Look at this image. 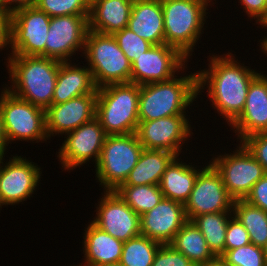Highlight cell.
I'll list each match as a JSON object with an SVG mask.
<instances>
[{"mask_svg":"<svg viewBox=\"0 0 267 266\" xmlns=\"http://www.w3.org/2000/svg\"><path fill=\"white\" fill-rule=\"evenodd\" d=\"M214 54L207 56L208 69L197 71L198 95L206 89L210 107L230 126L242 113L250 82L259 72L238 62L232 52Z\"/></svg>","mask_w":267,"mask_h":266,"instance_id":"6da1fadb","label":"cell"},{"mask_svg":"<svg viewBox=\"0 0 267 266\" xmlns=\"http://www.w3.org/2000/svg\"><path fill=\"white\" fill-rule=\"evenodd\" d=\"M7 56L4 63L11 85L5 84V88L15 96L46 110L52 105L60 61L42 56Z\"/></svg>","mask_w":267,"mask_h":266,"instance_id":"7a4b0ae2","label":"cell"},{"mask_svg":"<svg viewBox=\"0 0 267 266\" xmlns=\"http://www.w3.org/2000/svg\"><path fill=\"white\" fill-rule=\"evenodd\" d=\"M187 67L179 74L181 76L140 86L139 121L190 113L188 107L190 110V106L198 99L197 71L186 75Z\"/></svg>","mask_w":267,"mask_h":266,"instance_id":"3957f363","label":"cell"},{"mask_svg":"<svg viewBox=\"0 0 267 266\" xmlns=\"http://www.w3.org/2000/svg\"><path fill=\"white\" fill-rule=\"evenodd\" d=\"M214 1L161 0L165 44L177 48L186 58L192 59L190 56H193L192 52L198 40H201V34L205 33L208 8L216 4V0Z\"/></svg>","mask_w":267,"mask_h":266,"instance_id":"277c9868","label":"cell"},{"mask_svg":"<svg viewBox=\"0 0 267 266\" xmlns=\"http://www.w3.org/2000/svg\"><path fill=\"white\" fill-rule=\"evenodd\" d=\"M140 86L109 84L97 89L96 115L106 135L136 133Z\"/></svg>","mask_w":267,"mask_h":266,"instance_id":"5b68a950","label":"cell"},{"mask_svg":"<svg viewBox=\"0 0 267 266\" xmlns=\"http://www.w3.org/2000/svg\"><path fill=\"white\" fill-rule=\"evenodd\" d=\"M83 56L97 88L130 82L131 63L113 35L89 30Z\"/></svg>","mask_w":267,"mask_h":266,"instance_id":"8992f818","label":"cell"},{"mask_svg":"<svg viewBox=\"0 0 267 266\" xmlns=\"http://www.w3.org/2000/svg\"><path fill=\"white\" fill-rule=\"evenodd\" d=\"M136 133L107 135L98 163L96 182L102 190H116L125 182L143 151Z\"/></svg>","mask_w":267,"mask_h":266,"instance_id":"52a82bcc","label":"cell"},{"mask_svg":"<svg viewBox=\"0 0 267 266\" xmlns=\"http://www.w3.org/2000/svg\"><path fill=\"white\" fill-rule=\"evenodd\" d=\"M0 109L7 144L14 141L39 143L49 140L46 132L45 109L23 100L2 85Z\"/></svg>","mask_w":267,"mask_h":266,"instance_id":"ba28073f","label":"cell"},{"mask_svg":"<svg viewBox=\"0 0 267 266\" xmlns=\"http://www.w3.org/2000/svg\"><path fill=\"white\" fill-rule=\"evenodd\" d=\"M236 147L233 153L213 155L209 162L220 174L228 194L234 200H241L246 198L253 185L266 173L241 143Z\"/></svg>","mask_w":267,"mask_h":266,"instance_id":"9c48e42d","label":"cell"},{"mask_svg":"<svg viewBox=\"0 0 267 266\" xmlns=\"http://www.w3.org/2000/svg\"><path fill=\"white\" fill-rule=\"evenodd\" d=\"M50 16L35 6L11 13L10 50L8 55L45 57Z\"/></svg>","mask_w":267,"mask_h":266,"instance_id":"30bf717a","label":"cell"},{"mask_svg":"<svg viewBox=\"0 0 267 266\" xmlns=\"http://www.w3.org/2000/svg\"><path fill=\"white\" fill-rule=\"evenodd\" d=\"M0 157V199L2 206L23 204L33 197L41 181L42 168L26 156ZM4 161V162H3Z\"/></svg>","mask_w":267,"mask_h":266,"instance_id":"8fae6325","label":"cell"},{"mask_svg":"<svg viewBox=\"0 0 267 266\" xmlns=\"http://www.w3.org/2000/svg\"><path fill=\"white\" fill-rule=\"evenodd\" d=\"M188 62L189 59L175 47L152 45L131 63L130 82L142 86L168 81L178 75Z\"/></svg>","mask_w":267,"mask_h":266,"instance_id":"7c38bea8","label":"cell"},{"mask_svg":"<svg viewBox=\"0 0 267 266\" xmlns=\"http://www.w3.org/2000/svg\"><path fill=\"white\" fill-rule=\"evenodd\" d=\"M89 15H66L50 18L45 44V57L60 62L74 61L72 57L85 50L89 31ZM72 59V60H71Z\"/></svg>","mask_w":267,"mask_h":266,"instance_id":"4fadbf2b","label":"cell"},{"mask_svg":"<svg viewBox=\"0 0 267 266\" xmlns=\"http://www.w3.org/2000/svg\"><path fill=\"white\" fill-rule=\"evenodd\" d=\"M106 133L100 121L94 117L77 129L64 135V141L57 152L63 170H74L87 162L97 164L101 155ZM95 162V163H94Z\"/></svg>","mask_w":267,"mask_h":266,"instance_id":"5bb4252c","label":"cell"},{"mask_svg":"<svg viewBox=\"0 0 267 266\" xmlns=\"http://www.w3.org/2000/svg\"><path fill=\"white\" fill-rule=\"evenodd\" d=\"M189 115L139 121L136 134L144 149L165 150L179 157L183 144L193 135ZM186 141V142H185Z\"/></svg>","mask_w":267,"mask_h":266,"instance_id":"9a60e30c","label":"cell"},{"mask_svg":"<svg viewBox=\"0 0 267 266\" xmlns=\"http://www.w3.org/2000/svg\"><path fill=\"white\" fill-rule=\"evenodd\" d=\"M205 164L184 204L189 221L198 215L233 210L234 199L228 194L220 174L210 162Z\"/></svg>","mask_w":267,"mask_h":266,"instance_id":"2e32d148","label":"cell"},{"mask_svg":"<svg viewBox=\"0 0 267 266\" xmlns=\"http://www.w3.org/2000/svg\"><path fill=\"white\" fill-rule=\"evenodd\" d=\"M91 220L97 227L124 242L141 235L140 216L115 190H104Z\"/></svg>","mask_w":267,"mask_h":266,"instance_id":"e0dca14e","label":"cell"},{"mask_svg":"<svg viewBox=\"0 0 267 266\" xmlns=\"http://www.w3.org/2000/svg\"><path fill=\"white\" fill-rule=\"evenodd\" d=\"M96 99L97 94H85L67 102L49 106L45 110L46 132L49 140L56 135L63 137L66 133L91 121L96 115Z\"/></svg>","mask_w":267,"mask_h":266,"instance_id":"ac0fdd59","label":"cell"},{"mask_svg":"<svg viewBox=\"0 0 267 266\" xmlns=\"http://www.w3.org/2000/svg\"><path fill=\"white\" fill-rule=\"evenodd\" d=\"M187 221L182 203L163 198L153 209L140 216V232L162 245L170 244Z\"/></svg>","mask_w":267,"mask_h":266,"instance_id":"d6986e66","label":"cell"},{"mask_svg":"<svg viewBox=\"0 0 267 266\" xmlns=\"http://www.w3.org/2000/svg\"><path fill=\"white\" fill-rule=\"evenodd\" d=\"M261 73L250 82L245 107L230 125L239 143L249 135L267 132V75Z\"/></svg>","mask_w":267,"mask_h":266,"instance_id":"ffe728a7","label":"cell"},{"mask_svg":"<svg viewBox=\"0 0 267 266\" xmlns=\"http://www.w3.org/2000/svg\"><path fill=\"white\" fill-rule=\"evenodd\" d=\"M88 223L82 236L85 261L80 264L97 266L119 263L124 243L97 227L92 221Z\"/></svg>","mask_w":267,"mask_h":266,"instance_id":"44dd1931","label":"cell"},{"mask_svg":"<svg viewBox=\"0 0 267 266\" xmlns=\"http://www.w3.org/2000/svg\"><path fill=\"white\" fill-rule=\"evenodd\" d=\"M127 27L152 45L165 44L161 0H134Z\"/></svg>","mask_w":267,"mask_h":266,"instance_id":"7402d4cb","label":"cell"},{"mask_svg":"<svg viewBox=\"0 0 267 266\" xmlns=\"http://www.w3.org/2000/svg\"><path fill=\"white\" fill-rule=\"evenodd\" d=\"M92 72L72 61L60 62L52 104L67 102L85 94H97Z\"/></svg>","mask_w":267,"mask_h":266,"instance_id":"603a6c76","label":"cell"},{"mask_svg":"<svg viewBox=\"0 0 267 266\" xmlns=\"http://www.w3.org/2000/svg\"><path fill=\"white\" fill-rule=\"evenodd\" d=\"M134 0H92L89 30L111 34L128 26Z\"/></svg>","mask_w":267,"mask_h":266,"instance_id":"cb8c5ba5","label":"cell"},{"mask_svg":"<svg viewBox=\"0 0 267 266\" xmlns=\"http://www.w3.org/2000/svg\"><path fill=\"white\" fill-rule=\"evenodd\" d=\"M181 157H176L170 163L163 173L159 186L164 198L177 201L184 205L190 197L199 172L205 166L203 165L199 169L200 166L192 165V162H188L187 164L184 162V159L181 161Z\"/></svg>","mask_w":267,"mask_h":266,"instance_id":"d4e9b609","label":"cell"},{"mask_svg":"<svg viewBox=\"0 0 267 266\" xmlns=\"http://www.w3.org/2000/svg\"><path fill=\"white\" fill-rule=\"evenodd\" d=\"M176 157L165 150L143 149L137 164L121 185H159L163 173Z\"/></svg>","mask_w":267,"mask_h":266,"instance_id":"484cf974","label":"cell"},{"mask_svg":"<svg viewBox=\"0 0 267 266\" xmlns=\"http://www.w3.org/2000/svg\"><path fill=\"white\" fill-rule=\"evenodd\" d=\"M170 245L184 254L195 266L206 265L216 257L209 249L202 232L189 220L175 234Z\"/></svg>","mask_w":267,"mask_h":266,"instance_id":"4316f807","label":"cell"},{"mask_svg":"<svg viewBox=\"0 0 267 266\" xmlns=\"http://www.w3.org/2000/svg\"><path fill=\"white\" fill-rule=\"evenodd\" d=\"M232 212L249 233L251 243L264 248L267 244V212L244 199L234 200Z\"/></svg>","mask_w":267,"mask_h":266,"instance_id":"83f0119b","label":"cell"},{"mask_svg":"<svg viewBox=\"0 0 267 266\" xmlns=\"http://www.w3.org/2000/svg\"><path fill=\"white\" fill-rule=\"evenodd\" d=\"M233 212H215L194 217L191 221L202 232L209 249L219 257L225 251L227 224Z\"/></svg>","mask_w":267,"mask_h":266,"instance_id":"f1b7e54d","label":"cell"},{"mask_svg":"<svg viewBox=\"0 0 267 266\" xmlns=\"http://www.w3.org/2000/svg\"><path fill=\"white\" fill-rule=\"evenodd\" d=\"M115 191L139 216L164 198L159 185H120Z\"/></svg>","mask_w":267,"mask_h":266,"instance_id":"f546056e","label":"cell"},{"mask_svg":"<svg viewBox=\"0 0 267 266\" xmlns=\"http://www.w3.org/2000/svg\"><path fill=\"white\" fill-rule=\"evenodd\" d=\"M162 244L139 235L124 242L119 264L122 266H152Z\"/></svg>","mask_w":267,"mask_h":266,"instance_id":"4dcf8cb0","label":"cell"},{"mask_svg":"<svg viewBox=\"0 0 267 266\" xmlns=\"http://www.w3.org/2000/svg\"><path fill=\"white\" fill-rule=\"evenodd\" d=\"M89 0H35L34 6L50 17L89 15Z\"/></svg>","mask_w":267,"mask_h":266,"instance_id":"1f68e13d","label":"cell"},{"mask_svg":"<svg viewBox=\"0 0 267 266\" xmlns=\"http://www.w3.org/2000/svg\"><path fill=\"white\" fill-rule=\"evenodd\" d=\"M220 257L231 266H267L264 249L252 243L224 251Z\"/></svg>","mask_w":267,"mask_h":266,"instance_id":"d6a6232c","label":"cell"},{"mask_svg":"<svg viewBox=\"0 0 267 266\" xmlns=\"http://www.w3.org/2000/svg\"><path fill=\"white\" fill-rule=\"evenodd\" d=\"M113 36L117 40L119 48L126 55L130 63H132L136 58L140 57L142 53L146 52L150 47H152L151 43L139 37L128 27L115 32Z\"/></svg>","mask_w":267,"mask_h":266,"instance_id":"836d02e7","label":"cell"},{"mask_svg":"<svg viewBox=\"0 0 267 266\" xmlns=\"http://www.w3.org/2000/svg\"><path fill=\"white\" fill-rule=\"evenodd\" d=\"M249 233L245 227L232 215L227 224L225 236V251L250 244Z\"/></svg>","mask_w":267,"mask_h":266,"instance_id":"e575fe53","label":"cell"},{"mask_svg":"<svg viewBox=\"0 0 267 266\" xmlns=\"http://www.w3.org/2000/svg\"><path fill=\"white\" fill-rule=\"evenodd\" d=\"M240 143L263 166L267 174V132L249 135Z\"/></svg>","mask_w":267,"mask_h":266,"instance_id":"d590c367","label":"cell"},{"mask_svg":"<svg viewBox=\"0 0 267 266\" xmlns=\"http://www.w3.org/2000/svg\"><path fill=\"white\" fill-rule=\"evenodd\" d=\"M152 266H195L184 254L176 251L170 244L161 245Z\"/></svg>","mask_w":267,"mask_h":266,"instance_id":"8d00e7d4","label":"cell"},{"mask_svg":"<svg viewBox=\"0 0 267 266\" xmlns=\"http://www.w3.org/2000/svg\"><path fill=\"white\" fill-rule=\"evenodd\" d=\"M238 3L250 18L255 20L256 25L263 24L267 20V0H239Z\"/></svg>","mask_w":267,"mask_h":266,"instance_id":"74e56055","label":"cell"},{"mask_svg":"<svg viewBox=\"0 0 267 266\" xmlns=\"http://www.w3.org/2000/svg\"><path fill=\"white\" fill-rule=\"evenodd\" d=\"M244 200L267 212V174L253 185L250 193Z\"/></svg>","mask_w":267,"mask_h":266,"instance_id":"f35d334b","label":"cell"},{"mask_svg":"<svg viewBox=\"0 0 267 266\" xmlns=\"http://www.w3.org/2000/svg\"><path fill=\"white\" fill-rule=\"evenodd\" d=\"M11 13L0 9V51L10 48Z\"/></svg>","mask_w":267,"mask_h":266,"instance_id":"ab89813d","label":"cell"},{"mask_svg":"<svg viewBox=\"0 0 267 266\" xmlns=\"http://www.w3.org/2000/svg\"><path fill=\"white\" fill-rule=\"evenodd\" d=\"M34 4L35 0H1L2 8L10 13L20 8L34 6Z\"/></svg>","mask_w":267,"mask_h":266,"instance_id":"60d3db41","label":"cell"},{"mask_svg":"<svg viewBox=\"0 0 267 266\" xmlns=\"http://www.w3.org/2000/svg\"><path fill=\"white\" fill-rule=\"evenodd\" d=\"M8 147L7 140L4 134V129H3V123H2V113L0 109V157L5 156L6 149Z\"/></svg>","mask_w":267,"mask_h":266,"instance_id":"b9f144b4","label":"cell"},{"mask_svg":"<svg viewBox=\"0 0 267 266\" xmlns=\"http://www.w3.org/2000/svg\"><path fill=\"white\" fill-rule=\"evenodd\" d=\"M203 266H231L228 265L220 256L215 257L212 261Z\"/></svg>","mask_w":267,"mask_h":266,"instance_id":"7bdbcfd3","label":"cell"},{"mask_svg":"<svg viewBox=\"0 0 267 266\" xmlns=\"http://www.w3.org/2000/svg\"><path fill=\"white\" fill-rule=\"evenodd\" d=\"M264 37V38H263ZM262 38H261V40H259L258 42H260L259 43V47H260V49L259 50H261V52L263 53V54H265V55H267V35L265 36H263ZM267 57V56H266Z\"/></svg>","mask_w":267,"mask_h":266,"instance_id":"ee69618b","label":"cell"},{"mask_svg":"<svg viewBox=\"0 0 267 266\" xmlns=\"http://www.w3.org/2000/svg\"><path fill=\"white\" fill-rule=\"evenodd\" d=\"M259 27H262V29H267V20L263 24H260Z\"/></svg>","mask_w":267,"mask_h":266,"instance_id":"f6af8a7d","label":"cell"},{"mask_svg":"<svg viewBox=\"0 0 267 266\" xmlns=\"http://www.w3.org/2000/svg\"><path fill=\"white\" fill-rule=\"evenodd\" d=\"M263 249H264V254H265V260H266V263H267V244Z\"/></svg>","mask_w":267,"mask_h":266,"instance_id":"bcb514c9","label":"cell"},{"mask_svg":"<svg viewBox=\"0 0 267 266\" xmlns=\"http://www.w3.org/2000/svg\"><path fill=\"white\" fill-rule=\"evenodd\" d=\"M97 266H122L119 263L116 264H108V265H97Z\"/></svg>","mask_w":267,"mask_h":266,"instance_id":"7dc6e473","label":"cell"},{"mask_svg":"<svg viewBox=\"0 0 267 266\" xmlns=\"http://www.w3.org/2000/svg\"><path fill=\"white\" fill-rule=\"evenodd\" d=\"M2 208V201H1V199H0V209Z\"/></svg>","mask_w":267,"mask_h":266,"instance_id":"c3c4849f","label":"cell"}]
</instances>
